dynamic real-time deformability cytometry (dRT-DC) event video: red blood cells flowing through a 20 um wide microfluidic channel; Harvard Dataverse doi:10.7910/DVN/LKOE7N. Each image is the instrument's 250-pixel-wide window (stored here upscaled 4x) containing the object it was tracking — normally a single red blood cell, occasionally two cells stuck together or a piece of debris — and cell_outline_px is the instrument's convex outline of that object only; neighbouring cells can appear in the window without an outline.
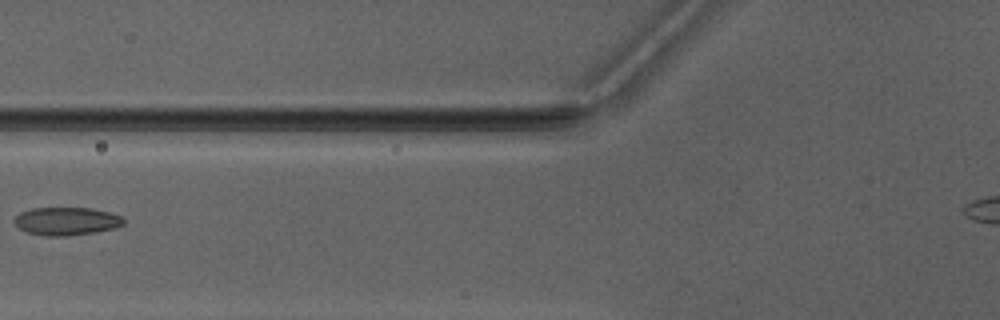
{"species": "Egyptian fruit bat (a non-hibernating species)", "species_latin": "Rousettus aegyptiacus", "temperature_condition": "warm", "stored_images_in_passage": 4, "camera_frame_rate_fps": 3000, "um_per_image_px": 0.085, "animal": {"sex": "male"}, "frame": {"image": 1, "passage_image": 4, "time_ms": 3.667, "image_size_px": [1000, 320], "cell_outline_px": [[124, 224], [116, 228], [96, 232], [64, 236], [44, 236], [28, 232], [20, 228], [16, 224], [16, 216], [20, 212], [32, 208], [92, 208], [108, 212], [120, 216], [124, 220]], "centroid_in_image_um": [5.67, 18.8], "position_along_channel_um": 120.1, "area_um2": 17.69}}